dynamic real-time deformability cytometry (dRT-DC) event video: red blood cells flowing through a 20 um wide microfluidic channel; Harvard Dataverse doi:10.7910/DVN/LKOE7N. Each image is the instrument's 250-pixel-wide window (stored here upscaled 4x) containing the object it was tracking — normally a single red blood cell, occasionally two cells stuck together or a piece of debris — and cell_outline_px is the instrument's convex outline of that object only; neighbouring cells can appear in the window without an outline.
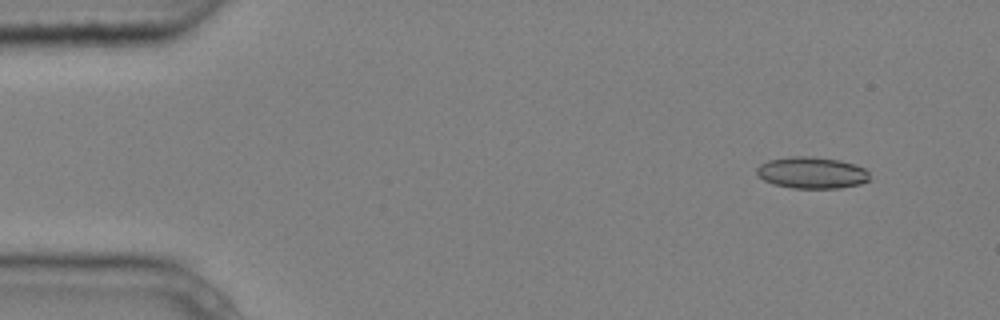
{"species": "common noctule bat (a hibernating species)", "species_latin": "Nyctalus noctula", "temperature_condition": "cold", "stored_images_in_passage": 4, "camera_frame_rate_fps": 3000, "um_per_image_px": 0.085, "animal": {"sex": "male", "body_mass_g": 20.4}, "frame": {"image": 1, "passage_image": 1, "time_ms": 0.0, "image_size_px": [1000, 320], "cell_outline_px": [[872, 180], [860, 184], [840, 188], [792, 188], [776, 184], [764, 180], [756, 172], [756, 168], [760, 164], [768, 160], [788, 156], [812, 156], [840, 160], [856, 164], [864, 168], [868, 172]], "centroid_in_image_um": [69.04, 14.67], "position_along_channel_um": 16.0, "area_um2": 20.98}}
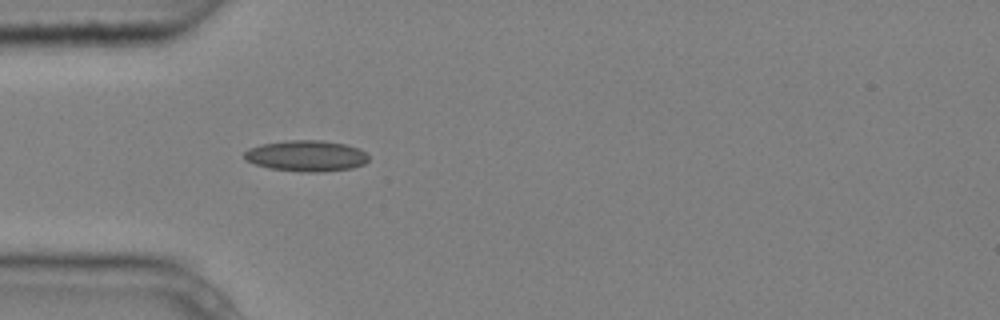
{"frame": {"image": 2, "passage_image": 4, "time_ms": 1.0, "image_size_px": [1000, 320], "cell_outline_px": [[368, 160], [364, 164], [352, 168], [324, 172], [300, 172], [268, 168], [256, 164], [248, 160], [244, 156], [244, 152], [248, 148], [260, 144], [288, 140], [320, 140], [344, 144], [360, 148], [368, 156]], "centroid_in_image_um": [26.04, 13.25], "position_along_channel_um": 59.0, "area_um2": 22.54}}